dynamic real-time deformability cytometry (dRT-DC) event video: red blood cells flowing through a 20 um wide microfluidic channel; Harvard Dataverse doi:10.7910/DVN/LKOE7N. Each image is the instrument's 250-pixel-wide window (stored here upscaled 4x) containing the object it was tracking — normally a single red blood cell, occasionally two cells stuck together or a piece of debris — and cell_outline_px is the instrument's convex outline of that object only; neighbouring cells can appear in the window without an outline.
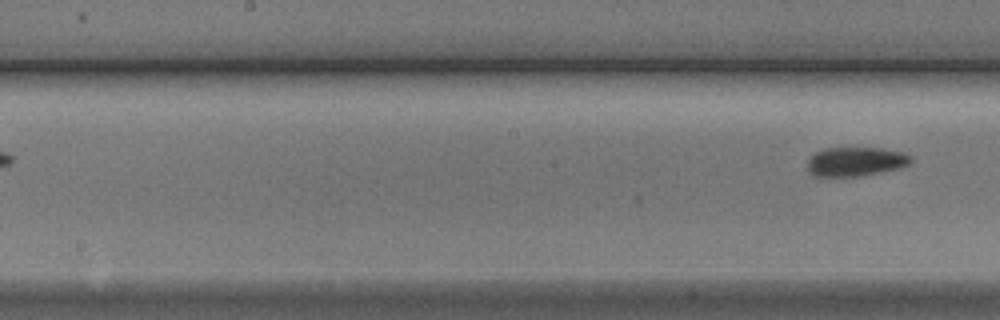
{"species": "Egyptian fruit bat (a non-hibernating species)", "species_latin": "Rousettus aegyptiacus", "temperature_condition": "cold", "stored_images_in_passage": 8, "segment_of_instrument_passage": [2, 2], "camera_frame_rate_fps": 3000, "um_per_image_px": 0.085, "animal": {"sex": "male"}, "frame": {"image": 1, "passage_image": 8, "time_ms": 8.667, "image_size_px": [1000, 320], "cell_outline_px": [[912, 164], [900, 168], [860, 176], [816, 176], [808, 168], [808, 160], [816, 152], [824, 148], [880, 148], [904, 152], [912, 156]], "centroid_in_image_um": [72.8, 13.72], "position_along_channel_um": 175.4, "area_um2": 17.51}}